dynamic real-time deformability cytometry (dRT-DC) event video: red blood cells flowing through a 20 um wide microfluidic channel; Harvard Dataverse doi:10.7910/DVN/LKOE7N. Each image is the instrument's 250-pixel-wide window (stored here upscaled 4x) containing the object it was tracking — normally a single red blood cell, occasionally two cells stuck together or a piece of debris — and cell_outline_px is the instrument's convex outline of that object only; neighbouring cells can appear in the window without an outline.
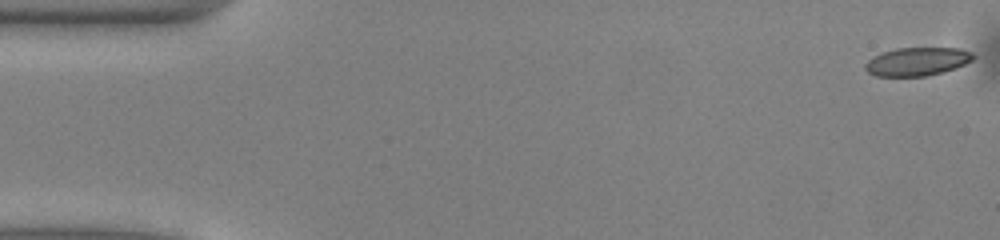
{"species": "common noctule bat (a hibernating species)", "species_latin": "Nyctalus noctula", "temperature_condition": "warm", "stored_images_in_passage": 51, "camera_frame_rate_fps": 3000, "um_per_image_px": 0.085, "animal": {"sex": "male", "body_mass_g": 13.0, "forearm_length_mm": 53.1}, "frame": {"image": 1, "passage_image": 1, "time_ms": 0.0, "image_size_px": [1000, 240], "cell_outline_px": [[976, 56], [972, 60], [956, 68], [944, 72], [924, 76], [876, 76], [868, 72], [864, 68], [864, 64], [868, 60], [884, 52], [896, 48], [960, 48], [972, 52]], "centroid_in_image_um": [77.99, 5.23], "position_along_channel_um": 7.0, "area_um2": 17.8}}
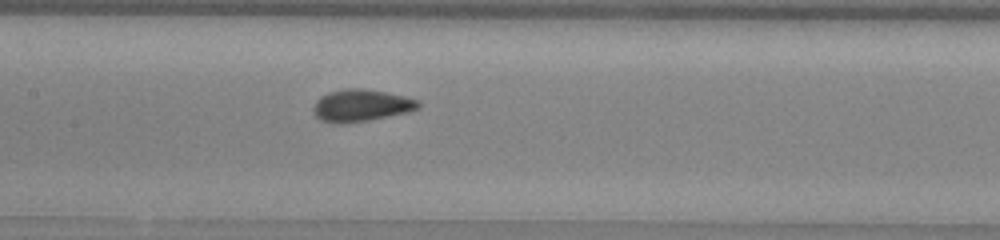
{"frame": {"image": 2, "passage_image": 24, "time_ms": 7.667, "image_size_px": [1000, 240], "cell_outline_px": [[420, 108], [408, 112], [368, 120], [340, 124], [332, 124], [320, 120], [316, 116], [312, 108], [316, 100], [320, 96], [328, 92], [344, 88], [364, 88], [388, 92], [404, 96], [416, 100], [420, 104]], "centroid_in_image_um": [30.66, 8.96], "position_along_channel_um": 176.7, "area_um2": 19.83}}
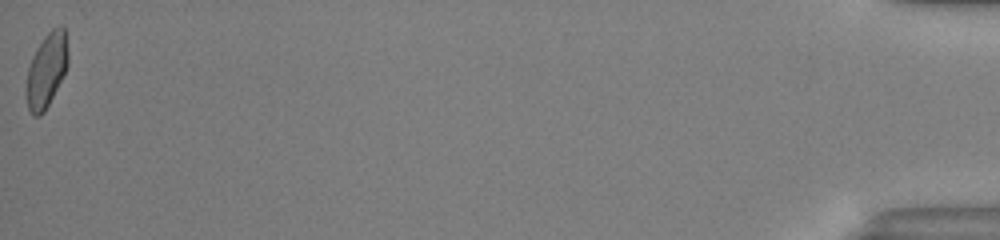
{"frame": {"image": 3, "passage_image": 51, "time_ms": 16.667, "image_size_px": [1000, 240], "cell_outline_px": [[68, 64], [44, 112], [40, 116], [32, 116], [28, 108], [24, 92], [24, 88], [28, 68], [32, 56], [36, 48], [44, 36], [52, 28], [60, 24], [64, 24], [68, 52]], "centroid_in_image_um": [3.92, 5.94], "position_along_channel_um": 431.3, "area_um2": 18.26}, "authors_computed_cell_mechanics": {"area_um2": 18.496, "velocity_mm_per_s": 4.0262, "shape_relaxation_time_tau1_ms": 5.2492, "shape_relaxation_time_tau2_ms": 0.8361, "deformation_change_tau1": 0.132, "deformation_change_tau2": 0.0438}}